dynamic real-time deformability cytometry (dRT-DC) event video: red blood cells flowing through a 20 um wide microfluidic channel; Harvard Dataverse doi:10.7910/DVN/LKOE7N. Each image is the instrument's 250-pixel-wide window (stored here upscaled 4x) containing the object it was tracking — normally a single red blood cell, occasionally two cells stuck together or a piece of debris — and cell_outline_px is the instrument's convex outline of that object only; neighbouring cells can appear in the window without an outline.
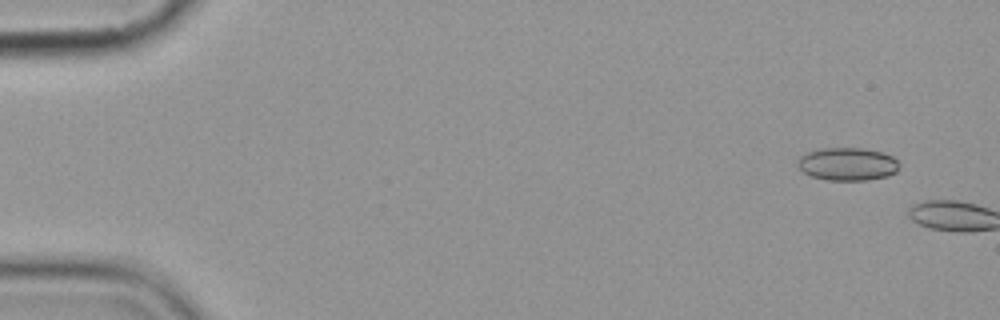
{"species": "common noctule bat (a hibernating species)", "species_latin": "Nyctalus noctula", "temperature_condition": "cold", "stored_images_in_passage": 2, "camera_frame_rate_fps": 3000, "um_per_image_px": 0.085, "animal": {"sex": "female", "body_mass_g": 19.9}, "frame": {"image": 1, "passage_image": 1, "time_ms": 0.0, "image_size_px": [1000, 320], "cell_outline_px": [[900, 168], [896, 172], [888, 176], [868, 180], [828, 180], [812, 176], [804, 172], [800, 168], [796, 160], [804, 152], [820, 148], [864, 148], [884, 152], [892, 156], [900, 164]], "centroid_in_image_um": [72.05, 13.93], "position_along_channel_um": 12.9, "area_um2": 19.77}}